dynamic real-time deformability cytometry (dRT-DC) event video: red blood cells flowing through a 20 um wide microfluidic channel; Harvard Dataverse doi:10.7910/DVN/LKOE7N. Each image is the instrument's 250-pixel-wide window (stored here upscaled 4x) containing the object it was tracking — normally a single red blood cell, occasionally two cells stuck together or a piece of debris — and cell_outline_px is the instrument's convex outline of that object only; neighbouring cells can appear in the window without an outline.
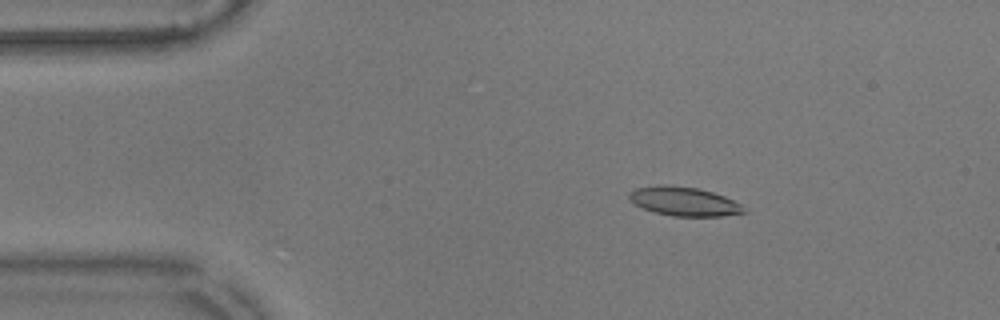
{"species": "common noctule bat (a hibernating species)", "species_latin": "Nyctalus noctula", "temperature_condition": "warm", "stored_images_in_passage": 54, "camera_frame_rate_fps": 3000, "um_per_image_px": 0.085, "animal": {"sex": "male", "body_mass_g": 17.9}, "frame": {"image": 1, "passage_image": 7, "time_ms": 2.0, "image_size_px": [1000, 320], "cell_outline_px": [[748, 212], [724, 216], [672, 216], [656, 212], [644, 208], [636, 204], [628, 196], [636, 188], [660, 184], [696, 188], [712, 192], [724, 196], [740, 204]], "centroid_in_image_um": [58.18, 17.12], "position_along_channel_um": 26.8, "area_um2": 19.02}}
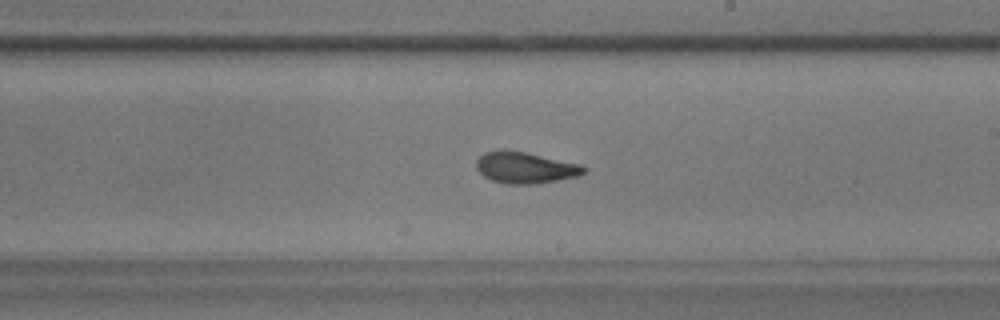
{"frame": {"image": 2, "passage_image": 30, "time_ms": 9.667, "image_size_px": [1000, 320], "cell_outline_px": [[588, 168], [580, 176], [536, 184], [508, 184], [492, 180], [484, 176], [476, 168], [476, 160], [484, 152], [524, 152], [580, 164]], "centroid_in_image_um": [44.69, 14.28], "position_along_channel_um": 244.3, "area_um2": 19.19}}
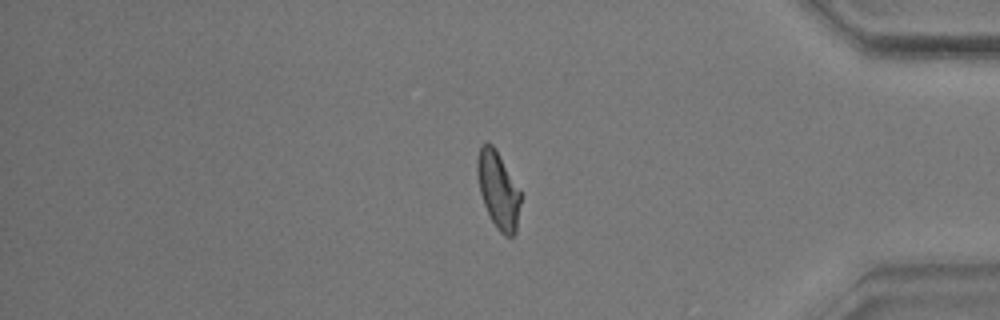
{"frame": {"image": 3, "passage_image": 45, "time_ms": 14.667, "image_size_px": [1000, 320], "cell_outline_px": [[520, 204], [516, 232], [512, 236], [504, 236], [496, 228], [484, 204], [480, 192], [476, 172], [476, 160], [480, 148], [484, 144], [492, 144], [496, 148], [520, 192]], "centroid_in_image_um": [42.33, 16.16], "position_along_channel_um": 392.9, "area_um2": 19.13}, "authors_computed_cell_mechanics": {"area_um2": 19.2474, "velocity_mm_per_s": 3.5505, "shape_relaxation_time_tau1_ms": 5.0103, "shape_relaxation_time_tau2_ms": 2.0172, "deformation_change_tau1": 0.1622, "deformation_change_tau2": 0.0892}}